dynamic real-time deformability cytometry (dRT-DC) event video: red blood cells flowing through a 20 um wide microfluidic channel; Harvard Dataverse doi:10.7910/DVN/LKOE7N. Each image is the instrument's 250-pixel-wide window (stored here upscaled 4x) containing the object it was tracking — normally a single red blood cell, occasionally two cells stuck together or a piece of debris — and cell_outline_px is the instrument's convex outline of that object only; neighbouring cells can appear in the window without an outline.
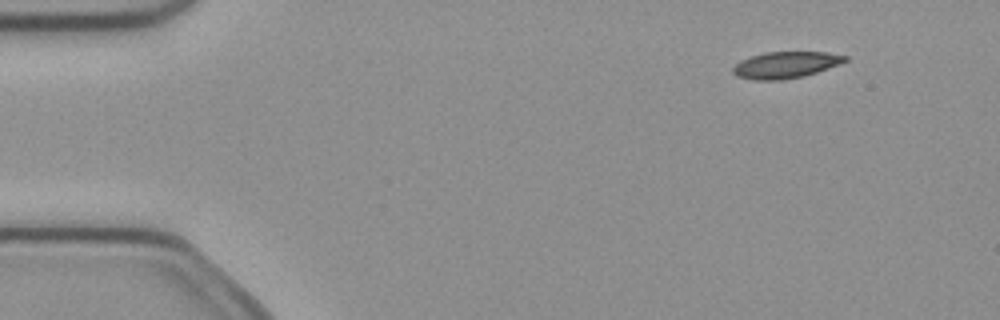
{"species": "common noctule bat (a hibernating species)", "species_latin": "Nyctalus noctula", "temperature_condition": "cold", "stored_images_in_passage": 7, "camera_frame_rate_fps": 3000, "um_per_image_px": 0.085, "animal": {"sex": "female", "body_mass_g": 21.9}, "frame": {"image": 1, "passage_image": 2, "time_ms": 0.333, "image_size_px": [1000, 320], "cell_outline_px": [[848, 60], [840, 64], [804, 76], [780, 80], [752, 80], [736, 76], [732, 72], [732, 68], [740, 60], [764, 52], [828, 52], [848, 56]], "centroid_in_image_um": [66.77, 5.52], "position_along_channel_um": 18.2, "area_um2": 17.4}}
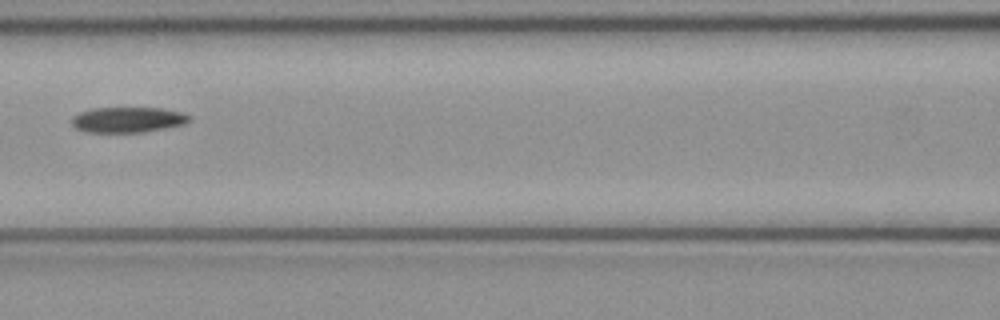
{"frame": {"image": 2, "passage_image": 7, "time_ms": 2.0, "image_size_px": [1000, 320], "cell_outline_px": [[192, 120], [184, 124], [144, 132], [84, 132], [76, 128], [72, 124], [72, 116], [80, 112], [92, 108], [164, 108], [180, 112], [192, 116]], "centroid_in_image_um": [10.87, 10.17], "position_along_channel_um": 155.7, "area_um2": 17.51}}